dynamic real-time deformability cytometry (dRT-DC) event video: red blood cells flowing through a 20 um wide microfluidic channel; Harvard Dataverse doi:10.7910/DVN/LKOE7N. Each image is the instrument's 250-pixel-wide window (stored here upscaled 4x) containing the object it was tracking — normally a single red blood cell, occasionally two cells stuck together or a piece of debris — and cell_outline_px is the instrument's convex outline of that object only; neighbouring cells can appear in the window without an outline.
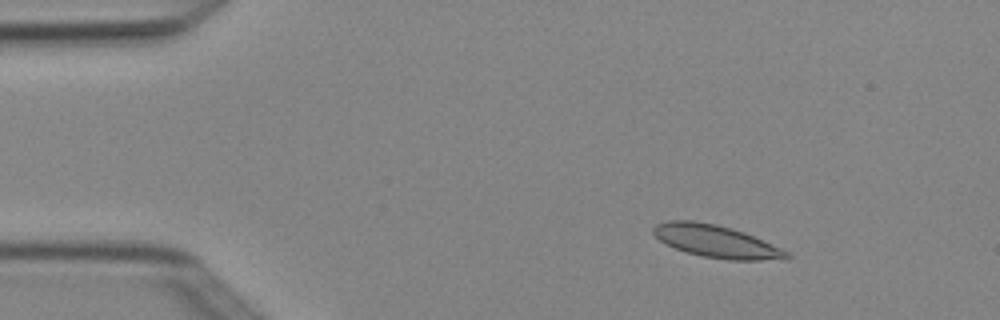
{"species": "Egyptian fruit bat (a non-hibernating species)", "species_latin": "Rousettus aegyptiacus", "temperature_condition": "cold", "stored_images_in_passage": 4, "camera_frame_rate_fps": 3000, "um_per_image_px": 0.085, "animal": {"sex": "female"}, "frame": {"image": 1, "passage_image": 2, "time_ms": 0.333, "image_size_px": [1000, 320], "cell_outline_px": [[792, 256], [788, 260], [728, 260], [704, 256], [688, 252], [676, 248], [660, 240], [652, 232], [652, 228], [656, 224], [668, 220], [692, 220], [716, 224], [732, 228], [744, 232], [780, 248], [788, 252]], "centroid_in_image_um": [60.9, 20.51], "position_along_channel_um": 24.1, "area_um2": 25.09}}